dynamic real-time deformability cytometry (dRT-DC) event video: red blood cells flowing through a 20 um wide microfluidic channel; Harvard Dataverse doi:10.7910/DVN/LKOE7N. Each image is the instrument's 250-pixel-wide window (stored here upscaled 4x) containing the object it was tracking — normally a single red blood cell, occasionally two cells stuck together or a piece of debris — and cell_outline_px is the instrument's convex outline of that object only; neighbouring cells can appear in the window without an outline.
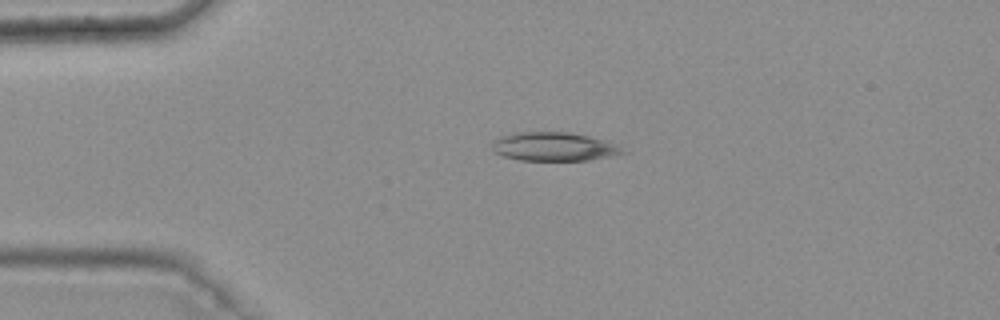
{"species": "common noctule bat (a hibernating species)", "species_latin": "Nyctalus noctula", "temperature_condition": "warm", "stored_images_in_passage": 4, "camera_frame_rate_fps": 3000, "um_per_image_px": 0.085, "animal": {"sex": "female", "body_mass_g": 25.1}, "frame": {"image": 1, "passage_image": 3, "time_ms": 0.667, "image_size_px": [1000, 320], "cell_outline_px": [[628, 152], [588, 160], [520, 160], [504, 156], [492, 152], [492, 144], [500, 136], [512, 132], [572, 132], [604, 140]], "centroid_in_image_um": [47.01, 12.45], "position_along_channel_um": 38.0, "area_um2": 21.62}}